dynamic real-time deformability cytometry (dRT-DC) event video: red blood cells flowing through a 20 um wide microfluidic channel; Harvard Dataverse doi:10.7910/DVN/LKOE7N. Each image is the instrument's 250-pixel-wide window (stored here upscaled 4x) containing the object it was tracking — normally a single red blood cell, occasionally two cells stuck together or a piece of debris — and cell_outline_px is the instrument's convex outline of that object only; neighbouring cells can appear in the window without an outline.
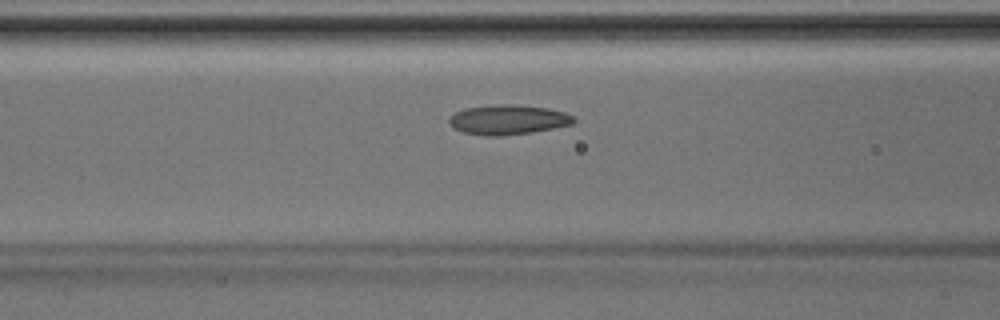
{"species": "Egyptian fruit bat (a non-hibernating species)", "species_latin": "Rousettus aegyptiacus", "temperature_condition": "room temperature", "stored_images_in_passage": 41, "camera_frame_rate_fps": 3000, "um_per_image_px": 0.085, "animal": {"sex": "male"}, "frame": {"image": 1, "passage_image": 15, "time_ms": 4.667, "image_size_px": [1000, 320], "cell_outline_px": [[576, 120], [572, 124], [532, 132], [500, 136], [484, 136], [464, 132], [452, 128], [448, 120], [456, 112], [464, 108], [496, 104], [516, 104], [548, 108], [564, 112], [572, 116]], "centroid_in_image_um": [43.16, 10.17], "position_along_channel_um": 123.4, "area_um2": 21.62}}
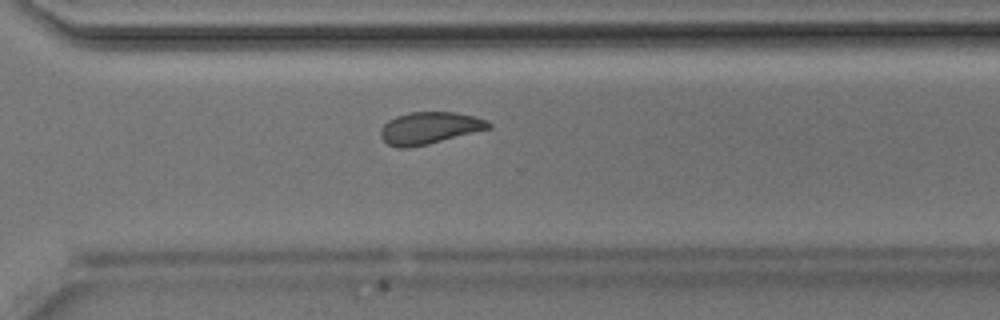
{"frame": {"image": 2, "passage_image": 29, "time_ms": 9.333, "image_size_px": [1000, 320], "cell_outline_px": [[492, 128], [428, 144], [408, 148], [400, 148], [388, 144], [380, 136], [380, 128], [388, 120], [396, 116], [408, 112], [456, 112], [488, 120], [492, 124]], "centroid_in_image_um": [36.5, 10.88], "position_along_channel_um": 334.1, "area_um2": 20.23}}
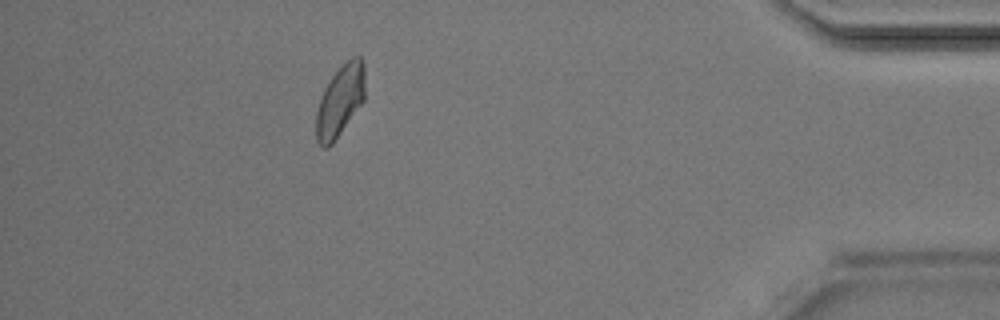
{"frame": {"image": 3, "passage_image": 37, "time_ms": 12.0, "image_size_px": [1000, 320], "cell_outline_px": [[364, 100], [332, 144], [328, 148], [324, 148], [316, 140], [316, 112], [324, 88], [332, 76], [352, 56], [360, 56], [364, 64]], "centroid_in_image_um": [28.9, 8.58], "position_along_channel_um": 406.3, "area_um2": 20.0}}